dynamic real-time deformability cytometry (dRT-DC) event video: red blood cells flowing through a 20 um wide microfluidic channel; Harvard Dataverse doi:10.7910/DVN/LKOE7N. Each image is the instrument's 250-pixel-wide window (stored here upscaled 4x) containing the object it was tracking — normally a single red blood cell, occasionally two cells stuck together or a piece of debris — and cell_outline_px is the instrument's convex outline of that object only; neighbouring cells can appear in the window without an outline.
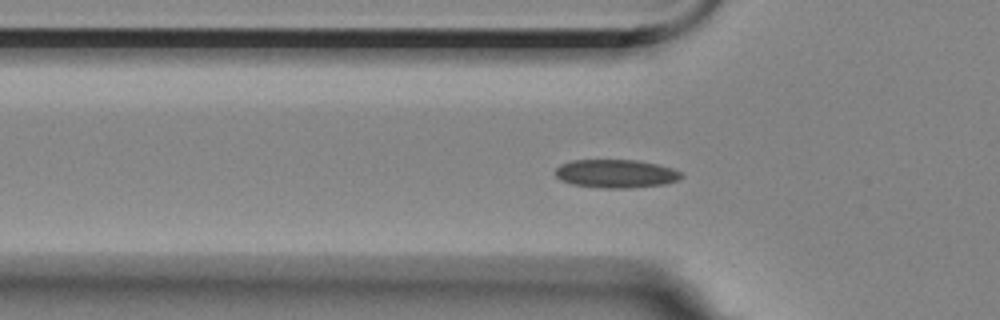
{"species": "Egyptian fruit bat (a non-hibernating species)", "species_latin": "Rousettus aegyptiacus", "temperature_condition": "room temperature", "stored_images_in_passage": 42, "camera_frame_rate_fps": 3000, "um_per_image_px": 0.085, "animal": {"sex": "female"}, "frame": {"image": 1, "passage_image": 2, "time_ms": 0.333, "image_size_px": [1000, 320], "cell_outline_px": [[684, 176], [680, 180], [664, 184], [632, 188], [604, 188], [572, 184], [560, 180], [556, 176], [556, 168], [560, 164], [572, 160], [636, 160], [656, 164], [672, 168], [680, 172]], "centroid_in_image_um": [52.36, 14.76], "position_along_channel_um": 73.4, "area_um2": 20.87}}
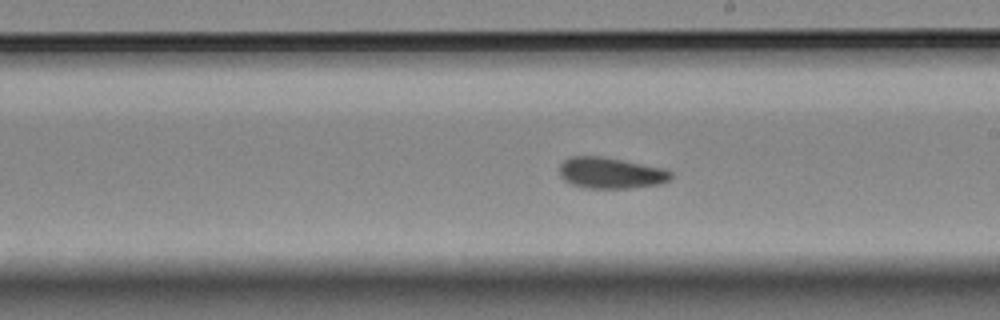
{"frame": {"image": 2, "passage_image": 16, "time_ms": 5.0, "image_size_px": [1000, 320], "cell_outline_px": [[672, 176], [668, 180], [660, 184], [632, 188], [584, 188], [572, 184], [564, 180], [560, 176], [560, 164], [564, 160], [572, 156], [600, 156], [660, 168], [672, 172]], "centroid_in_image_um": [51.87, 14.71], "position_along_channel_um": 237.1, "area_um2": 19.94}}
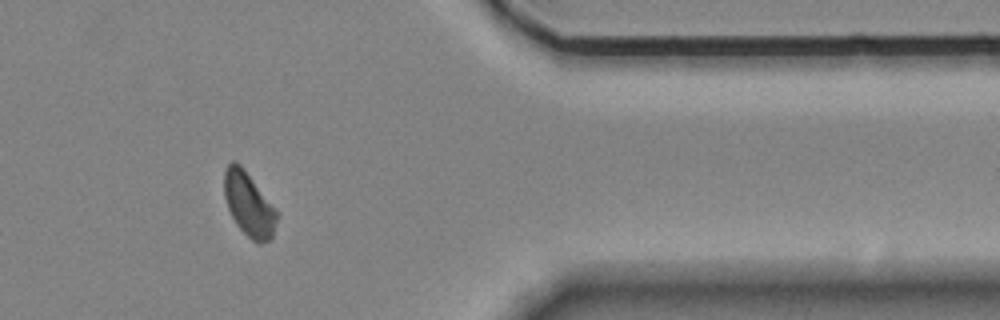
{"frame": {"image": 3, "passage_image": 31, "time_ms": 10.0, "image_size_px": [1000, 320], "cell_outline_px": [[280, 216], [272, 236], [268, 240], [260, 244], [252, 240], [236, 224], [228, 208], [224, 196], [224, 168], [232, 160], [236, 160], [244, 168]], "centroid_in_image_um": [21.14, 17.35], "position_along_channel_um": 390.3, "area_um2": 19.54}, "authors_computed_cell_mechanics": {"area_um2": 19.7676, "velocity_mm_per_s": 3.4777, "shape_relaxation_time_tau1_ms": null, "shape_relaxation_time_tau2_ms": 3.9691, "deformation_change_tau1": null, "deformation_change_tau2": 0.0785}}